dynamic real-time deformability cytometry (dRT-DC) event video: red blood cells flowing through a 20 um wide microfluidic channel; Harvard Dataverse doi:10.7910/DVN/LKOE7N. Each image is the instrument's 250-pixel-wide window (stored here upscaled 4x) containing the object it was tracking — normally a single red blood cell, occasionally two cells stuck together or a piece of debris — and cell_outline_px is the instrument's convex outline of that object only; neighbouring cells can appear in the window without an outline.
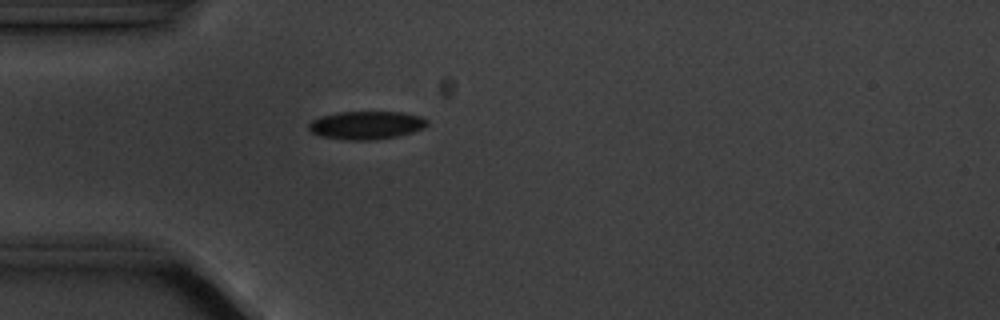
{"species": "common noctule bat (a hibernating species)", "species_latin": "Nyctalus noctula", "temperature_condition": "cold", "stored_images_in_passage": 5, "camera_frame_rate_fps": 3000, "um_per_image_px": 0.085, "animal": {"sex": "male", "body_mass_g": 20.1, "forearm_length_mm": 53.5}, "frame": {"image": 1, "passage_image": 5, "time_ms": 5.333, "image_size_px": [1000, 320], "cell_outline_px": [[428, 124], [424, 128], [412, 132], [396, 136], [376, 140], [348, 140], [320, 136], [312, 132], [308, 128], [308, 124], [312, 120], [320, 116], [340, 112], [400, 112], [420, 116], [428, 120]], "centroid_in_image_um": [31.13, 10.64], "position_along_channel_um": 53.9, "area_um2": 19.42}}